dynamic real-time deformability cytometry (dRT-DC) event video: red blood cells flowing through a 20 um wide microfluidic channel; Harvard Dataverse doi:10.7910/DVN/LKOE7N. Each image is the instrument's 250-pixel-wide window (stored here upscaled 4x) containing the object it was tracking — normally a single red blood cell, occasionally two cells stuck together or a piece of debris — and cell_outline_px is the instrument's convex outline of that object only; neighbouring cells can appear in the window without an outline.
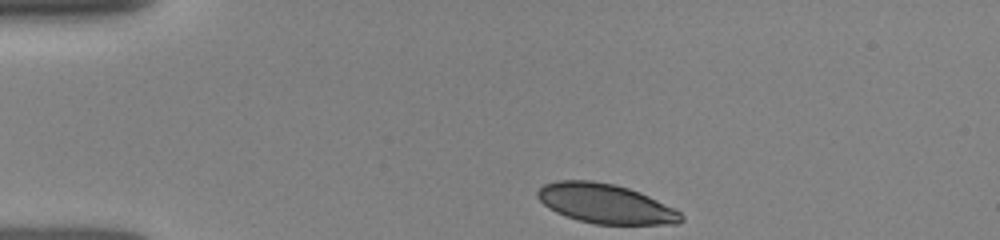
{"species": "human", "species_latin": "Homo sapiens", "temperature_condition": "room temperature", "stored_images_in_passage": 79, "camera_frame_rate_fps": 3000, "um_per_image_px": 0.085, "donor": {"sex": "female"}, "frame": {"image": 1, "passage_image": 1, "time_ms": 0.0, "image_size_px": [1000, 240], "cell_outline_px": [[684, 220], [676, 224], [596, 224], [580, 220], [556, 212], [548, 208], [536, 196], [536, 192], [544, 184], [556, 180], [592, 180], [616, 184], [640, 192], [680, 212], [684, 216]], "centroid_in_image_um": [51.45, 17.3], "position_along_channel_um": 33.6, "area_um2": 32.89}}
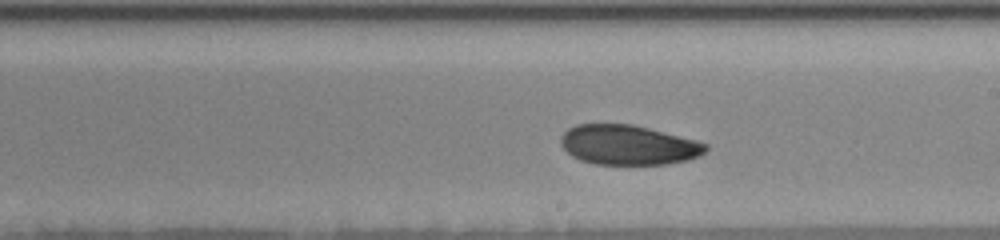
{"frame": {"image": 2, "passage_image": 42, "time_ms": 6.333, "image_size_px": [1000, 240], "cell_outline_px": [[708, 148], [700, 156], [688, 160], [664, 164], [596, 164], [580, 160], [572, 156], [560, 144], [560, 136], [568, 128], [576, 124], [632, 124], [696, 140], [708, 144]], "centroid_in_image_um": [53.39, 12.32], "position_along_channel_um": 235.6, "area_um2": 33.58}}
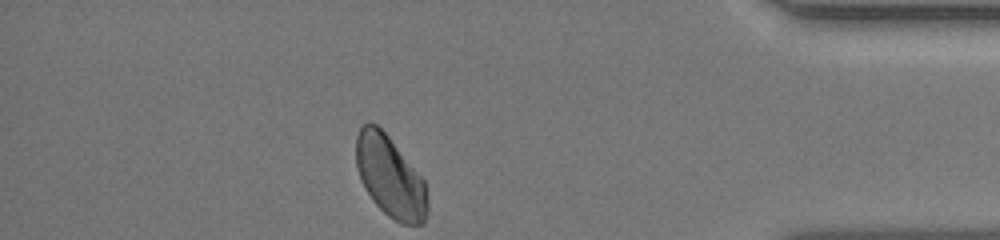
{"frame": {"image": 3, "passage_image": 78, "time_ms": 11.333, "image_size_px": [1000, 240], "cell_outline_px": [[428, 212], [424, 220], [420, 224], [400, 224], [388, 216], [372, 200], [364, 188], [356, 168], [356, 136], [360, 128], [364, 124], [376, 124], [388, 136], [424, 180], [428, 200]], "centroid_in_image_um": [33.15, 15.05], "position_along_channel_um": 402.0, "area_um2": 33.58}}